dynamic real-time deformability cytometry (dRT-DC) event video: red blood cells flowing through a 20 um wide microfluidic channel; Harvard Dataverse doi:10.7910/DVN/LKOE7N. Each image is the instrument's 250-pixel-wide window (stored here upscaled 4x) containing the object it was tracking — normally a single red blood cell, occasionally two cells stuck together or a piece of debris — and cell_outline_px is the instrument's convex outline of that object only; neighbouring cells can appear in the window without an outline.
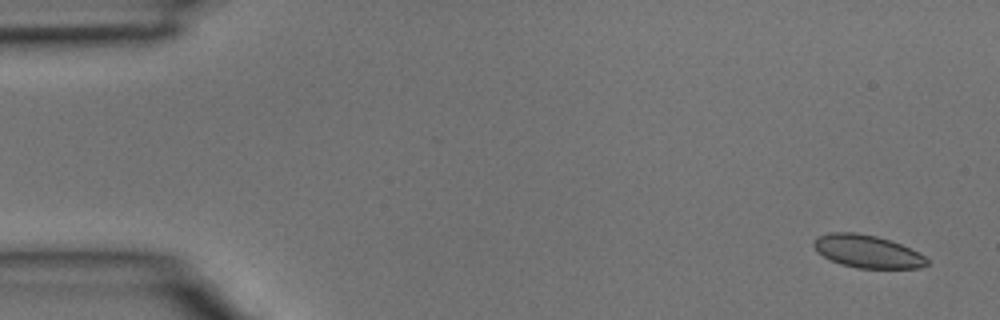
{"species": "common noctule bat (a hibernating species)", "species_latin": "Nyctalus noctula", "temperature_condition": "room temperature", "stored_images_in_passage": 4, "camera_frame_rate_fps": 3000, "um_per_image_px": 0.085, "animal": {"sex": "male", "body_mass_g": 15.6}, "frame": {"image": 1, "passage_image": 1, "time_ms": 0.0, "image_size_px": [1000, 320], "cell_outline_px": [[928, 264], [920, 268], [856, 268], [840, 264], [816, 252], [812, 244], [816, 236], [832, 232], [852, 232], [876, 236], [900, 244], [924, 256], [928, 260]], "centroid_in_image_um": [73.67, 21.37], "position_along_channel_um": 11.3, "area_um2": 21.44}}